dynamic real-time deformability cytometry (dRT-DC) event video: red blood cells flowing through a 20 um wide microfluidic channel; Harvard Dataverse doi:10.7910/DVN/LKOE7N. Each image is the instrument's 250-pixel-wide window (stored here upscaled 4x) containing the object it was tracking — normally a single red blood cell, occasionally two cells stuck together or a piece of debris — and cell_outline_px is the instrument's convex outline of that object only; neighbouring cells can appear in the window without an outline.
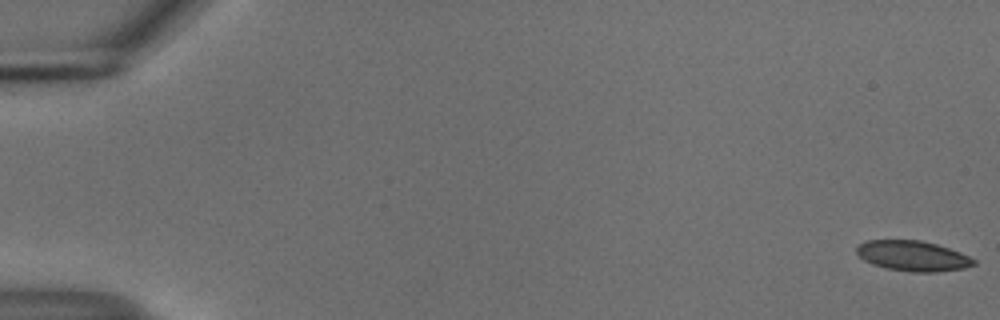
{"species": "common noctule bat (a hibernating species)", "species_latin": "Nyctalus noctula", "temperature_condition": "cold", "stored_images_in_passage": 55, "camera_frame_rate_fps": 3000, "um_per_image_px": 0.085, "animal": {"sex": "male", "body_mass_g": 18.8}, "frame": {"image": 1, "passage_image": 1, "time_ms": 0.0, "image_size_px": [1000, 320], "cell_outline_px": [[976, 264], [964, 268], [936, 272], [912, 272], [888, 268], [872, 264], [864, 260], [856, 252], [856, 248], [864, 240], [920, 240], [936, 244], [960, 252], [976, 260]], "centroid_in_image_um": [77.59, 21.75], "position_along_channel_um": 7.4, "area_um2": 20.58}}
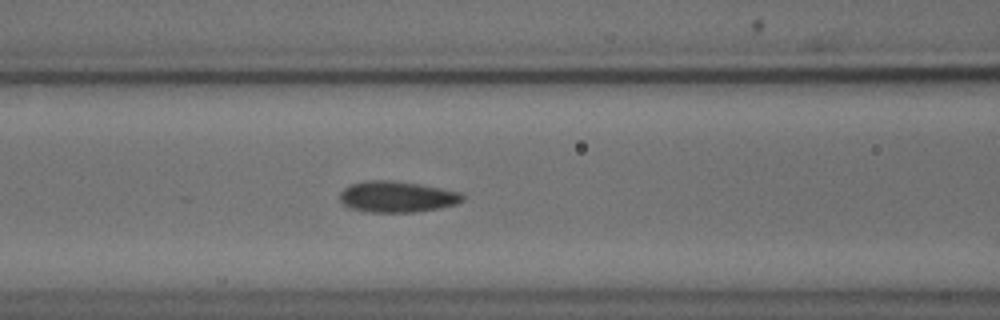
{"frame": {"image": 2, "passage_image": 24, "time_ms": 7.667, "image_size_px": [1000, 320], "cell_outline_px": [[464, 200], [456, 204], [440, 208], [412, 212], [368, 212], [352, 208], [344, 204], [340, 200], [340, 192], [344, 188], [352, 184], [368, 180], [392, 180], [440, 188], [460, 192], [464, 196]], "centroid_in_image_um": [33.75, 16.72], "position_along_channel_um": 132.9, "area_um2": 22.02}}
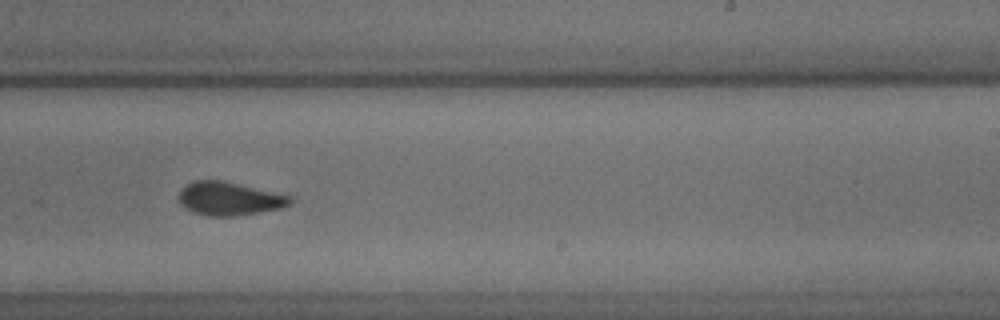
{"frame": {"image": 3, "passage_image": 35, "time_ms": 11.333, "image_size_px": [1000, 320], "cell_outline_px": [[292, 200], [288, 204], [280, 208], [232, 216], [208, 216], [192, 212], [184, 208], [180, 204], [176, 196], [180, 188], [192, 180], [224, 180], [292, 196]], "centroid_in_image_um": [19.39, 16.86], "position_along_channel_um": 269.6, "area_um2": 21.85}, "authors_computed_cell_mechanics": {"area_um2": 21.8484, "velocity_mm_per_s": 3.7294, "shape_relaxation_time_tau1_ms": 8.3327, "shape_relaxation_time_tau2_ms": 1.3561, "deformation_change_tau1": 0.1361, "deformation_change_tau2": 0.0716}}